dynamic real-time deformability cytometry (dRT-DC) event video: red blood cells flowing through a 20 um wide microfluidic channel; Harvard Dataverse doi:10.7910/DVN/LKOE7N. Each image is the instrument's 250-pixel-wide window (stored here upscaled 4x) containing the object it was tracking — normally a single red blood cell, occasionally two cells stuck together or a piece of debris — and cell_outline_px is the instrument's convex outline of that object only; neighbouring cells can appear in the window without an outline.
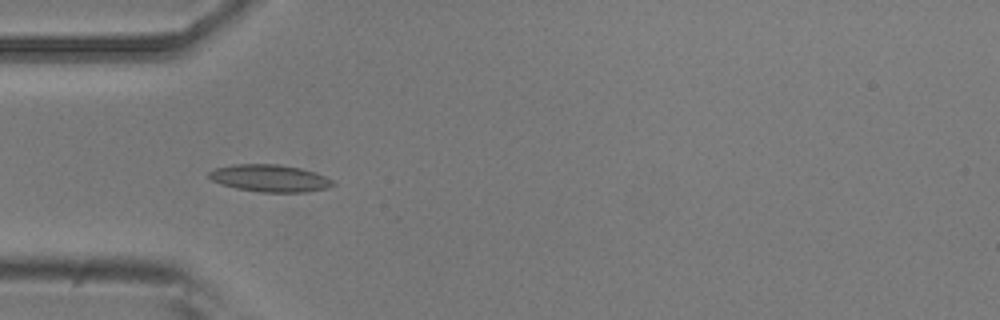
{"species": "common noctule bat (a hibernating species)", "species_latin": "Nyctalus noctula", "temperature_condition": "room temperature", "stored_images_in_passage": 7, "camera_frame_rate_fps": 3000, "um_per_image_px": 0.085, "animal": {"sex": "male", "body_mass_g": 20.5, "forearm_length_mm": 52.5}, "frame": {"image": 1, "passage_image": 6, "time_ms": 6.333, "image_size_px": [1000, 320], "cell_outline_px": [[336, 184], [328, 188], [308, 192], [260, 192], [236, 188], [220, 184], [212, 180], [208, 176], [208, 172], [216, 168], [236, 164], [276, 164], [300, 168], [316, 172], [332, 180]], "centroid_in_image_um": [22.95, 15.15], "position_along_channel_um": 62.1, "area_um2": 19.65}}
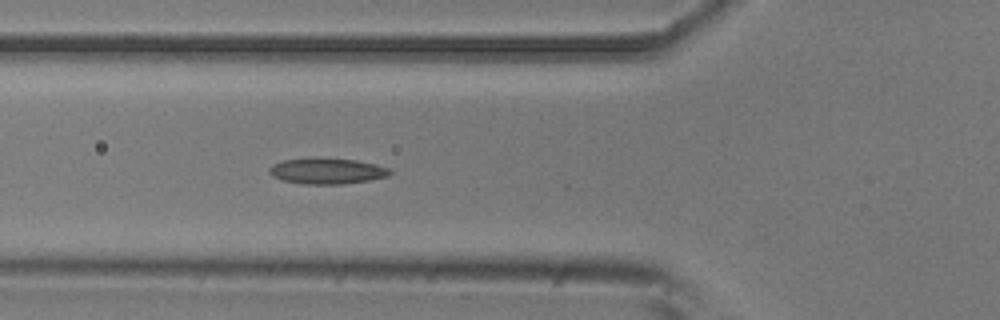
{"frame": {"image": 2, "passage_image": 7, "time_ms": 7.333, "image_size_px": [1000, 320], "cell_outline_px": [[392, 172], [388, 176], [368, 180], [340, 184], [304, 184], [284, 180], [272, 176], [268, 172], [268, 168], [272, 164], [284, 160], [312, 156], [356, 160], [376, 164], [388, 168]], "centroid_in_image_um": [27.75, 14.51], "position_along_channel_um": 98.0, "area_um2": 18.44}}